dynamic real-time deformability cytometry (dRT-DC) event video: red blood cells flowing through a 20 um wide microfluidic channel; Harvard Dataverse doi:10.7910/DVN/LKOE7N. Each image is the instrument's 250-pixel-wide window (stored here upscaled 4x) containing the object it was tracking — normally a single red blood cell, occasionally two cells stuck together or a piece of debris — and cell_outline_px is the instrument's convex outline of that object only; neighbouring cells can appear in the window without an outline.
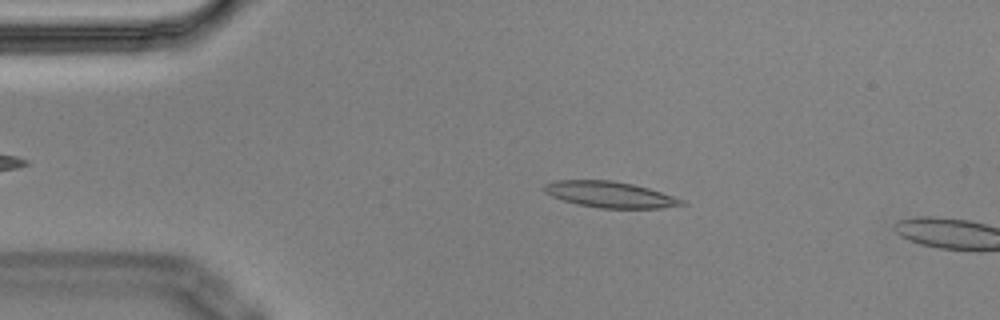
{"species": "Egyptian fruit bat (a non-hibernating species)", "species_latin": "Rousettus aegyptiacus", "temperature_condition": "cold", "stored_images_in_passage": 3, "camera_frame_rate_fps": 3000, "um_per_image_px": 0.085, "animal": {"sex": "male"}, "frame": {"image": 1, "passage_image": 2, "time_ms": 0.333, "image_size_px": [1000, 320], "cell_outline_px": [[688, 204], [660, 208], [600, 208], [580, 204], [564, 200], [552, 196], [544, 192], [544, 184], [556, 180], [612, 180], [632, 184], [648, 188], [684, 200]], "centroid_in_image_um": [51.85, 16.53], "position_along_channel_um": 33.2, "area_um2": 20.63}}